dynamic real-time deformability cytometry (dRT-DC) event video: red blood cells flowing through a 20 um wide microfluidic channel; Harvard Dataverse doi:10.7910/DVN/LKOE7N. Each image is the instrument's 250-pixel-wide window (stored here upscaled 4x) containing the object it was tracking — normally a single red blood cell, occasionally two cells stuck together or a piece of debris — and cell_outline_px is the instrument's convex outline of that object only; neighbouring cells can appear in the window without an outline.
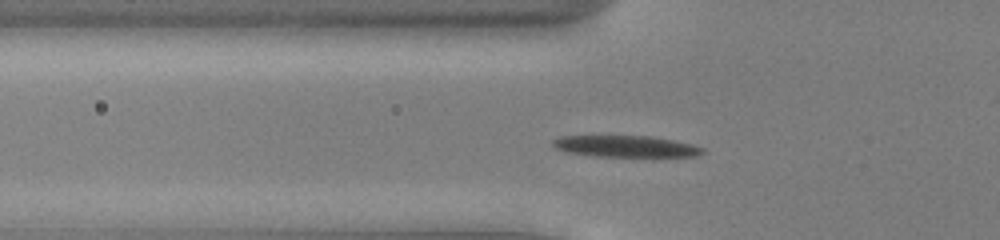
{"species": "common noctule bat (a hibernating species)", "species_latin": "Nyctalus noctula", "temperature_condition": "cold", "stored_images_in_passage": 46, "camera_frame_rate_fps": 3000, "um_per_image_px": 0.085, "animal": {"sex": "male", "body_mass_g": 13.0, "forearm_length_mm": 53.1}, "frame": {"image": 1, "passage_image": 12, "time_ms": 3.667, "image_size_px": [1000, 240], "cell_outline_px": [[704, 152], [696, 156], [592, 156], [564, 152], [556, 148], [552, 144], [552, 140], [560, 136], [652, 136], [692, 144], [704, 148]], "centroid_in_image_um": [53.14, 12.43], "position_along_channel_um": 72.7, "area_um2": 18.67}}
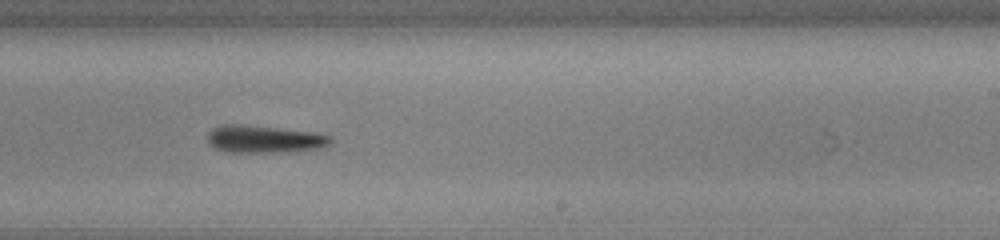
{"frame": {"image": 2, "passage_image": 27, "time_ms": 8.667, "image_size_px": [1000, 240], "cell_outline_px": [[332, 140], [328, 144], [320, 148], [276, 152], [232, 152], [216, 148], [208, 144], [208, 132], [212, 128], [220, 124], [236, 124], [316, 132], [332, 136]], "centroid_in_image_um": [22.43, 11.81], "position_along_channel_um": 266.6, "area_um2": 19.48}}
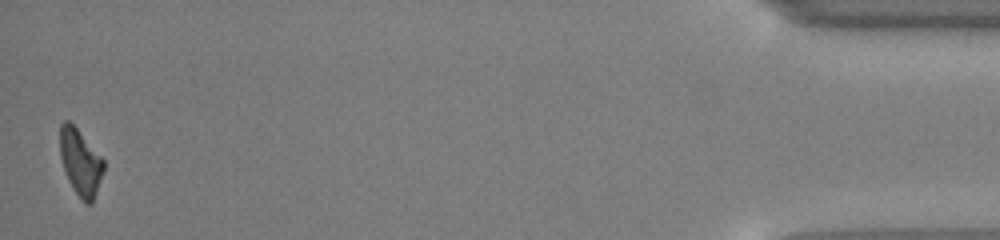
{"frame": {"image": 3, "passage_image": 46, "time_ms": 15.0, "image_size_px": [1000, 240], "cell_outline_px": [[104, 172], [92, 204], [84, 204], [80, 200], [72, 188], [64, 172], [60, 156], [60, 124], [64, 120], [68, 120], [76, 128], [104, 160]], "centroid_in_image_um": [6.83, 13.85], "position_along_channel_um": 428.4, "area_um2": 16.99}, "authors_computed_cell_mechanics": {"area_um2": 18.7561, "velocity_mm_per_s": 3.8927, "shape_relaxation_time_tau1_ms": 2.0082, "shape_relaxation_time_tau2_ms": null, "deformation_change_tau1": 0.1322, "deformation_change_tau2": null}}